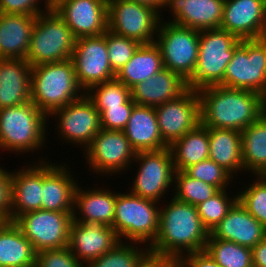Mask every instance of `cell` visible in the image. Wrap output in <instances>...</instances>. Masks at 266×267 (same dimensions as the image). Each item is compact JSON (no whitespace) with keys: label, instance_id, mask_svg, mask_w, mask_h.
I'll return each instance as SVG.
<instances>
[{"label":"cell","instance_id":"25","mask_svg":"<svg viewBox=\"0 0 266 267\" xmlns=\"http://www.w3.org/2000/svg\"><path fill=\"white\" fill-rule=\"evenodd\" d=\"M123 132L136 153L169 147L161 137L154 107L135 104Z\"/></svg>","mask_w":266,"mask_h":267},{"label":"cell","instance_id":"28","mask_svg":"<svg viewBox=\"0 0 266 267\" xmlns=\"http://www.w3.org/2000/svg\"><path fill=\"white\" fill-rule=\"evenodd\" d=\"M37 16L0 13V59H25Z\"/></svg>","mask_w":266,"mask_h":267},{"label":"cell","instance_id":"6","mask_svg":"<svg viewBox=\"0 0 266 267\" xmlns=\"http://www.w3.org/2000/svg\"><path fill=\"white\" fill-rule=\"evenodd\" d=\"M241 39L221 28L200 31L198 61L187 87L199 91L211 86H222V80L234 50Z\"/></svg>","mask_w":266,"mask_h":267},{"label":"cell","instance_id":"7","mask_svg":"<svg viewBox=\"0 0 266 267\" xmlns=\"http://www.w3.org/2000/svg\"><path fill=\"white\" fill-rule=\"evenodd\" d=\"M76 38L55 9L36 17L25 60L31 65L71 59Z\"/></svg>","mask_w":266,"mask_h":267},{"label":"cell","instance_id":"39","mask_svg":"<svg viewBox=\"0 0 266 267\" xmlns=\"http://www.w3.org/2000/svg\"><path fill=\"white\" fill-rule=\"evenodd\" d=\"M228 189L220 190L213 197L196 206L197 212L203 226L211 230L228 214L232 206L238 201L237 193L231 197L228 196Z\"/></svg>","mask_w":266,"mask_h":267},{"label":"cell","instance_id":"29","mask_svg":"<svg viewBox=\"0 0 266 267\" xmlns=\"http://www.w3.org/2000/svg\"><path fill=\"white\" fill-rule=\"evenodd\" d=\"M209 159L223 167L233 177L244 173L241 132L234 129L208 128ZM243 170V171H242Z\"/></svg>","mask_w":266,"mask_h":267},{"label":"cell","instance_id":"14","mask_svg":"<svg viewBox=\"0 0 266 267\" xmlns=\"http://www.w3.org/2000/svg\"><path fill=\"white\" fill-rule=\"evenodd\" d=\"M71 60L77 82L84 92L116 77L108 58L106 32L99 36L77 38Z\"/></svg>","mask_w":266,"mask_h":267},{"label":"cell","instance_id":"33","mask_svg":"<svg viewBox=\"0 0 266 267\" xmlns=\"http://www.w3.org/2000/svg\"><path fill=\"white\" fill-rule=\"evenodd\" d=\"M244 172L266 176V112L241 132Z\"/></svg>","mask_w":266,"mask_h":267},{"label":"cell","instance_id":"37","mask_svg":"<svg viewBox=\"0 0 266 267\" xmlns=\"http://www.w3.org/2000/svg\"><path fill=\"white\" fill-rule=\"evenodd\" d=\"M139 244L141 243L119 242L109 252L88 262L86 267H137L139 260L149 249L146 244L144 248Z\"/></svg>","mask_w":266,"mask_h":267},{"label":"cell","instance_id":"16","mask_svg":"<svg viewBox=\"0 0 266 267\" xmlns=\"http://www.w3.org/2000/svg\"><path fill=\"white\" fill-rule=\"evenodd\" d=\"M163 141L170 146L200 123L198 91L187 88L181 95L154 107Z\"/></svg>","mask_w":266,"mask_h":267},{"label":"cell","instance_id":"23","mask_svg":"<svg viewBox=\"0 0 266 267\" xmlns=\"http://www.w3.org/2000/svg\"><path fill=\"white\" fill-rule=\"evenodd\" d=\"M209 235L253 248L266 238V228L237 201Z\"/></svg>","mask_w":266,"mask_h":267},{"label":"cell","instance_id":"9","mask_svg":"<svg viewBox=\"0 0 266 267\" xmlns=\"http://www.w3.org/2000/svg\"><path fill=\"white\" fill-rule=\"evenodd\" d=\"M200 31L169 21H161L155 43L162 54L164 68L188 81L198 61Z\"/></svg>","mask_w":266,"mask_h":267},{"label":"cell","instance_id":"18","mask_svg":"<svg viewBox=\"0 0 266 267\" xmlns=\"http://www.w3.org/2000/svg\"><path fill=\"white\" fill-rule=\"evenodd\" d=\"M55 10L76 39L103 35L108 30L106 0H65Z\"/></svg>","mask_w":266,"mask_h":267},{"label":"cell","instance_id":"26","mask_svg":"<svg viewBox=\"0 0 266 267\" xmlns=\"http://www.w3.org/2000/svg\"><path fill=\"white\" fill-rule=\"evenodd\" d=\"M31 101V65L25 59H0V109Z\"/></svg>","mask_w":266,"mask_h":267},{"label":"cell","instance_id":"40","mask_svg":"<svg viewBox=\"0 0 266 267\" xmlns=\"http://www.w3.org/2000/svg\"><path fill=\"white\" fill-rule=\"evenodd\" d=\"M106 45L110 65L117 73L131 59L141 43L107 30Z\"/></svg>","mask_w":266,"mask_h":267},{"label":"cell","instance_id":"11","mask_svg":"<svg viewBox=\"0 0 266 267\" xmlns=\"http://www.w3.org/2000/svg\"><path fill=\"white\" fill-rule=\"evenodd\" d=\"M139 165L132 178L131 193L161 202L174 185L175 167L169 147L159 151L137 152L133 161Z\"/></svg>","mask_w":266,"mask_h":267},{"label":"cell","instance_id":"1","mask_svg":"<svg viewBox=\"0 0 266 267\" xmlns=\"http://www.w3.org/2000/svg\"><path fill=\"white\" fill-rule=\"evenodd\" d=\"M200 123L242 132L266 112V98L249 90L211 86L198 91Z\"/></svg>","mask_w":266,"mask_h":267},{"label":"cell","instance_id":"12","mask_svg":"<svg viewBox=\"0 0 266 267\" xmlns=\"http://www.w3.org/2000/svg\"><path fill=\"white\" fill-rule=\"evenodd\" d=\"M73 212L35 210L18 216L13 222L37 252L60 249L69 244Z\"/></svg>","mask_w":266,"mask_h":267},{"label":"cell","instance_id":"20","mask_svg":"<svg viewBox=\"0 0 266 267\" xmlns=\"http://www.w3.org/2000/svg\"><path fill=\"white\" fill-rule=\"evenodd\" d=\"M78 181L71 175V169L64 163L57 165L56 163H51V161H42L41 209L56 212H73L74 193Z\"/></svg>","mask_w":266,"mask_h":267},{"label":"cell","instance_id":"15","mask_svg":"<svg viewBox=\"0 0 266 267\" xmlns=\"http://www.w3.org/2000/svg\"><path fill=\"white\" fill-rule=\"evenodd\" d=\"M50 116L58 118L55 120L58 121V138H62L65 143L77 144L82 150L90 145L101 130L100 113L86 94L81 99L55 110Z\"/></svg>","mask_w":266,"mask_h":267},{"label":"cell","instance_id":"19","mask_svg":"<svg viewBox=\"0 0 266 267\" xmlns=\"http://www.w3.org/2000/svg\"><path fill=\"white\" fill-rule=\"evenodd\" d=\"M120 241L114 228L102 223L71 222L68 248L82 263L101 257Z\"/></svg>","mask_w":266,"mask_h":267},{"label":"cell","instance_id":"47","mask_svg":"<svg viewBox=\"0 0 266 267\" xmlns=\"http://www.w3.org/2000/svg\"><path fill=\"white\" fill-rule=\"evenodd\" d=\"M182 267H222L204 250L183 255Z\"/></svg>","mask_w":266,"mask_h":267},{"label":"cell","instance_id":"42","mask_svg":"<svg viewBox=\"0 0 266 267\" xmlns=\"http://www.w3.org/2000/svg\"><path fill=\"white\" fill-rule=\"evenodd\" d=\"M35 267H86L67 247L36 253Z\"/></svg>","mask_w":266,"mask_h":267},{"label":"cell","instance_id":"46","mask_svg":"<svg viewBox=\"0 0 266 267\" xmlns=\"http://www.w3.org/2000/svg\"><path fill=\"white\" fill-rule=\"evenodd\" d=\"M137 267H182V258L148 249L139 260Z\"/></svg>","mask_w":266,"mask_h":267},{"label":"cell","instance_id":"44","mask_svg":"<svg viewBox=\"0 0 266 267\" xmlns=\"http://www.w3.org/2000/svg\"><path fill=\"white\" fill-rule=\"evenodd\" d=\"M39 1L42 0H0V13L37 16L47 10H51L46 0L42 10Z\"/></svg>","mask_w":266,"mask_h":267},{"label":"cell","instance_id":"4","mask_svg":"<svg viewBox=\"0 0 266 267\" xmlns=\"http://www.w3.org/2000/svg\"><path fill=\"white\" fill-rule=\"evenodd\" d=\"M47 121L49 118L31 101L0 109V149L19 155L42 151L47 144Z\"/></svg>","mask_w":266,"mask_h":267},{"label":"cell","instance_id":"30","mask_svg":"<svg viewBox=\"0 0 266 267\" xmlns=\"http://www.w3.org/2000/svg\"><path fill=\"white\" fill-rule=\"evenodd\" d=\"M36 251L14 222H0V267H35Z\"/></svg>","mask_w":266,"mask_h":267},{"label":"cell","instance_id":"31","mask_svg":"<svg viewBox=\"0 0 266 267\" xmlns=\"http://www.w3.org/2000/svg\"><path fill=\"white\" fill-rule=\"evenodd\" d=\"M164 68L159 46L153 42L141 44L131 59L116 73V78L132 89Z\"/></svg>","mask_w":266,"mask_h":267},{"label":"cell","instance_id":"35","mask_svg":"<svg viewBox=\"0 0 266 267\" xmlns=\"http://www.w3.org/2000/svg\"><path fill=\"white\" fill-rule=\"evenodd\" d=\"M173 187L172 197L193 206L205 202L220 191L216 186L192 178L185 171L175 172Z\"/></svg>","mask_w":266,"mask_h":267},{"label":"cell","instance_id":"41","mask_svg":"<svg viewBox=\"0 0 266 267\" xmlns=\"http://www.w3.org/2000/svg\"><path fill=\"white\" fill-rule=\"evenodd\" d=\"M185 172L192 178L216 186L219 190L227 189V186L230 187V181L233 183L232 179L236 178L210 159L191 165Z\"/></svg>","mask_w":266,"mask_h":267},{"label":"cell","instance_id":"32","mask_svg":"<svg viewBox=\"0 0 266 267\" xmlns=\"http://www.w3.org/2000/svg\"><path fill=\"white\" fill-rule=\"evenodd\" d=\"M176 171H185L191 165L209 159L208 127L199 123L194 129L169 146Z\"/></svg>","mask_w":266,"mask_h":267},{"label":"cell","instance_id":"38","mask_svg":"<svg viewBox=\"0 0 266 267\" xmlns=\"http://www.w3.org/2000/svg\"><path fill=\"white\" fill-rule=\"evenodd\" d=\"M253 177L256 179L253 183L243 186L240 193L237 191L238 201L266 228V176Z\"/></svg>","mask_w":266,"mask_h":267},{"label":"cell","instance_id":"8","mask_svg":"<svg viewBox=\"0 0 266 267\" xmlns=\"http://www.w3.org/2000/svg\"><path fill=\"white\" fill-rule=\"evenodd\" d=\"M222 86L257 92L266 98V37L240 41L226 67Z\"/></svg>","mask_w":266,"mask_h":267},{"label":"cell","instance_id":"13","mask_svg":"<svg viewBox=\"0 0 266 267\" xmlns=\"http://www.w3.org/2000/svg\"><path fill=\"white\" fill-rule=\"evenodd\" d=\"M84 151L89 171L98 176L123 174L125 170H131L136 154L123 131L102 128Z\"/></svg>","mask_w":266,"mask_h":267},{"label":"cell","instance_id":"27","mask_svg":"<svg viewBox=\"0 0 266 267\" xmlns=\"http://www.w3.org/2000/svg\"><path fill=\"white\" fill-rule=\"evenodd\" d=\"M187 83L178 74L163 68L148 80L131 89L137 105L156 107L175 99L187 89Z\"/></svg>","mask_w":266,"mask_h":267},{"label":"cell","instance_id":"43","mask_svg":"<svg viewBox=\"0 0 266 267\" xmlns=\"http://www.w3.org/2000/svg\"><path fill=\"white\" fill-rule=\"evenodd\" d=\"M135 104L136 103L131 97L123 105L106 108L100 114L101 128L106 130L123 131Z\"/></svg>","mask_w":266,"mask_h":267},{"label":"cell","instance_id":"49","mask_svg":"<svg viewBox=\"0 0 266 267\" xmlns=\"http://www.w3.org/2000/svg\"><path fill=\"white\" fill-rule=\"evenodd\" d=\"M130 1L148 5L158 10L159 12L163 10L165 4V0H130Z\"/></svg>","mask_w":266,"mask_h":267},{"label":"cell","instance_id":"2","mask_svg":"<svg viewBox=\"0 0 266 267\" xmlns=\"http://www.w3.org/2000/svg\"><path fill=\"white\" fill-rule=\"evenodd\" d=\"M160 207L159 230L150 250L182 257L204 251L209 231L203 226L196 206L174 197Z\"/></svg>","mask_w":266,"mask_h":267},{"label":"cell","instance_id":"10","mask_svg":"<svg viewBox=\"0 0 266 267\" xmlns=\"http://www.w3.org/2000/svg\"><path fill=\"white\" fill-rule=\"evenodd\" d=\"M158 10L130 0L108 1V30L137 40L141 44L155 42L158 28L163 21Z\"/></svg>","mask_w":266,"mask_h":267},{"label":"cell","instance_id":"48","mask_svg":"<svg viewBox=\"0 0 266 267\" xmlns=\"http://www.w3.org/2000/svg\"><path fill=\"white\" fill-rule=\"evenodd\" d=\"M251 252L253 267H266V238L251 248Z\"/></svg>","mask_w":266,"mask_h":267},{"label":"cell","instance_id":"50","mask_svg":"<svg viewBox=\"0 0 266 267\" xmlns=\"http://www.w3.org/2000/svg\"><path fill=\"white\" fill-rule=\"evenodd\" d=\"M65 0H46L50 9H55L58 5H60Z\"/></svg>","mask_w":266,"mask_h":267},{"label":"cell","instance_id":"36","mask_svg":"<svg viewBox=\"0 0 266 267\" xmlns=\"http://www.w3.org/2000/svg\"><path fill=\"white\" fill-rule=\"evenodd\" d=\"M85 94L100 114L108 107L123 105L132 97L131 89L116 77L92 86Z\"/></svg>","mask_w":266,"mask_h":267},{"label":"cell","instance_id":"17","mask_svg":"<svg viewBox=\"0 0 266 267\" xmlns=\"http://www.w3.org/2000/svg\"><path fill=\"white\" fill-rule=\"evenodd\" d=\"M220 28L241 40L266 37V0H225Z\"/></svg>","mask_w":266,"mask_h":267},{"label":"cell","instance_id":"24","mask_svg":"<svg viewBox=\"0 0 266 267\" xmlns=\"http://www.w3.org/2000/svg\"><path fill=\"white\" fill-rule=\"evenodd\" d=\"M79 186L78 184L74 193L73 221L102 223L113 228L116 192L96 186L95 189L85 190L82 185Z\"/></svg>","mask_w":266,"mask_h":267},{"label":"cell","instance_id":"22","mask_svg":"<svg viewBox=\"0 0 266 267\" xmlns=\"http://www.w3.org/2000/svg\"><path fill=\"white\" fill-rule=\"evenodd\" d=\"M225 0H165L169 22L196 30L220 28Z\"/></svg>","mask_w":266,"mask_h":267},{"label":"cell","instance_id":"21","mask_svg":"<svg viewBox=\"0 0 266 267\" xmlns=\"http://www.w3.org/2000/svg\"><path fill=\"white\" fill-rule=\"evenodd\" d=\"M46 158V159H45ZM22 166L11 174V221L18 216L42 207V161ZM41 160V162L39 161Z\"/></svg>","mask_w":266,"mask_h":267},{"label":"cell","instance_id":"3","mask_svg":"<svg viewBox=\"0 0 266 267\" xmlns=\"http://www.w3.org/2000/svg\"><path fill=\"white\" fill-rule=\"evenodd\" d=\"M84 95L71 59L31 66V102L48 118Z\"/></svg>","mask_w":266,"mask_h":267},{"label":"cell","instance_id":"45","mask_svg":"<svg viewBox=\"0 0 266 267\" xmlns=\"http://www.w3.org/2000/svg\"><path fill=\"white\" fill-rule=\"evenodd\" d=\"M11 174L0 165V222L11 221Z\"/></svg>","mask_w":266,"mask_h":267},{"label":"cell","instance_id":"5","mask_svg":"<svg viewBox=\"0 0 266 267\" xmlns=\"http://www.w3.org/2000/svg\"><path fill=\"white\" fill-rule=\"evenodd\" d=\"M131 192H116L113 228L121 242L141 243L150 247L158 234L160 205ZM125 239V240H123ZM150 240V241H149Z\"/></svg>","mask_w":266,"mask_h":267},{"label":"cell","instance_id":"34","mask_svg":"<svg viewBox=\"0 0 266 267\" xmlns=\"http://www.w3.org/2000/svg\"><path fill=\"white\" fill-rule=\"evenodd\" d=\"M205 251L222 267H253L252 252L249 247L214 239L209 235Z\"/></svg>","mask_w":266,"mask_h":267}]
</instances>
